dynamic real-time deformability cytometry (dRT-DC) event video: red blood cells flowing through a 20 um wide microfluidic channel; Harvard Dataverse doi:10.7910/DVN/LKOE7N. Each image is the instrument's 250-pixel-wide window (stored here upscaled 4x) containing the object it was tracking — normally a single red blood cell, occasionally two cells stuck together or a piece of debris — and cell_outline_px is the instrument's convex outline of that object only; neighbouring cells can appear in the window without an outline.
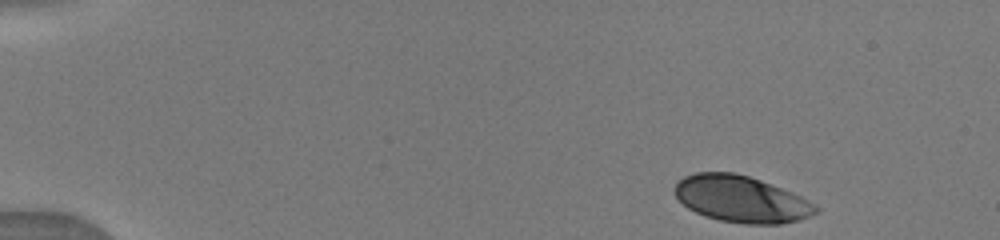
{"species": "human", "species_latin": "Homo sapiens", "temperature_condition": "warm", "stored_images_in_passage": 18, "camera_frame_rate_fps": 3000, "um_per_image_px": 0.085, "donor": {"sex": "male"}, "frame": {"image": 1, "passage_image": 1, "time_ms": 0.0, "image_size_px": [1000, 240], "cell_outline_px": [[820, 212], [800, 220], [780, 224], [744, 224], [720, 220], [704, 216], [688, 208], [672, 192], [672, 188], [684, 176], [696, 172], [736, 172], [760, 180], [792, 192], [816, 204], [820, 208]], "centroid_in_image_um": [63.02, 16.92], "position_along_channel_um": 22.0, "area_um2": 38.49}}
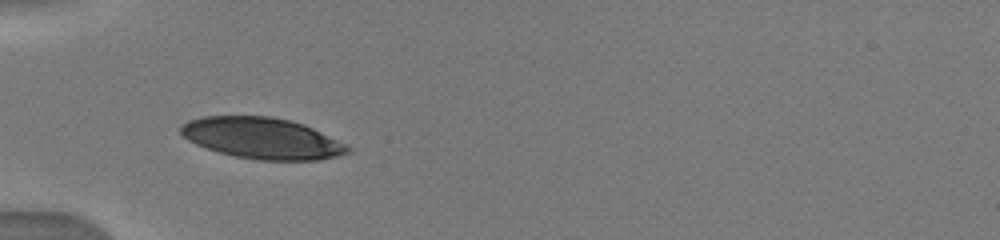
{"frame": {"image": 2, "passage_image": 13, "time_ms": 3.667, "image_size_px": [1000, 240], "cell_outline_px": [[352, 152], [340, 156], [320, 160], [256, 160], [236, 156], [220, 152], [196, 144], [188, 140], [180, 132], [180, 124], [188, 120], [204, 116], [272, 116], [292, 120], [304, 124], [348, 144], [352, 148]], "centroid_in_image_um": [22.34, 11.75], "position_along_channel_um": 62.7, "area_um2": 40.4}}
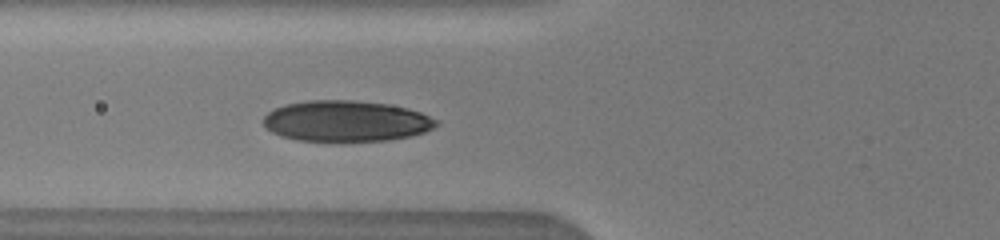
{"frame": {"image": 3, "passage_image": 16, "time_ms": 4.667, "image_size_px": [1000, 240], "cell_outline_px": [[440, 124], [424, 132], [412, 136], [388, 140], [296, 140], [280, 136], [264, 128], [264, 116], [268, 112], [284, 104], [308, 100], [352, 100], [388, 104], [408, 108], [420, 112], [440, 120]], "centroid_in_image_um": [29.43, 10.28], "position_along_channel_um": 96.4, "area_um2": 41.21}}